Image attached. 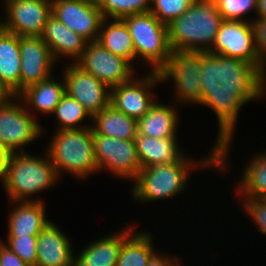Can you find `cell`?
<instances>
[{
	"mask_svg": "<svg viewBox=\"0 0 266 266\" xmlns=\"http://www.w3.org/2000/svg\"><path fill=\"white\" fill-rule=\"evenodd\" d=\"M202 102L217 115L218 170H226L230 142L243 105L266 95V76L253 64L202 51Z\"/></svg>",
	"mask_w": 266,
	"mask_h": 266,
	"instance_id": "1",
	"label": "cell"
},
{
	"mask_svg": "<svg viewBox=\"0 0 266 266\" xmlns=\"http://www.w3.org/2000/svg\"><path fill=\"white\" fill-rule=\"evenodd\" d=\"M208 157L197 161L183 155L178 161L170 164H156L142 168L133 181L132 196L138 202H152L176 197L187 188L189 173L198 167H212L217 169V148ZM199 162V163H198ZM197 164V165H196Z\"/></svg>",
	"mask_w": 266,
	"mask_h": 266,
	"instance_id": "2",
	"label": "cell"
},
{
	"mask_svg": "<svg viewBox=\"0 0 266 266\" xmlns=\"http://www.w3.org/2000/svg\"><path fill=\"white\" fill-rule=\"evenodd\" d=\"M222 21L214 0H195L188 10L167 25L171 50L208 52Z\"/></svg>",
	"mask_w": 266,
	"mask_h": 266,
	"instance_id": "3",
	"label": "cell"
},
{
	"mask_svg": "<svg viewBox=\"0 0 266 266\" xmlns=\"http://www.w3.org/2000/svg\"><path fill=\"white\" fill-rule=\"evenodd\" d=\"M45 156L46 158L33 156L27 152L10 153L6 176L2 182L10 202L42 201L29 196L56 184L60 177L47 151Z\"/></svg>",
	"mask_w": 266,
	"mask_h": 266,
	"instance_id": "4",
	"label": "cell"
},
{
	"mask_svg": "<svg viewBox=\"0 0 266 266\" xmlns=\"http://www.w3.org/2000/svg\"><path fill=\"white\" fill-rule=\"evenodd\" d=\"M85 126L82 129L57 130L50 139L46 151L58 176L65 171L83 179L99 171L94 153L92 125Z\"/></svg>",
	"mask_w": 266,
	"mask_h": 266,
	"instance_id": "5",
	"label": "cell"
},
{
	"mask_svg": "<svg viewBox=\"0 0 266 266\" xmlns=\"http://www.w3.org/2000/svg\"><path fill=\"white\" fill-rule=\"evenodd\" d=\"M127 25L135 48L136 58L159 72L172 52L168 40V26L151 12L128 15L122 18Z\"/></svg>",
	"mask_w": 266,
	"mask_h": 266,
	"instance_id": "6",
	"label": "cell"
},
{
	"mask_svg": "<svg viewBox=\"0 0 266 266\" xmlns=\"http://www.w3.org/2000/svg\"><path fill=\"white\" fill-rule=\"evenodd\" d=\"M201 72L202 51L175 50L158 73L162 83L172 78L176 98L174 104L183 102L199 106L202 102Z\"/></svg>",
	"mask_w": 266,
	"mask_h": 266,
	"instance_id": "7",
	"label": "cell"
},
{
	"mask_svg": "<svg viewBox=\"0 0 266 266\" xmlns=\"http://www.w3.org/2000/svg\"><path fill=\"white\" fill-rule=\"evenodd\" d=\"M44 130L19 96L0 107V147L9 153L26 152L24 146L40 138Z\"/></svg>",
	"mask_w": 266,
	"mask_h": 266,
	"instance_id": "8",
	"label": "cell"
},
{
	"mask_svg": "<svg viewBox=\"0 0 266 266\" xmlns=\"http://www.w3.org/2000/svg\"><path fill=\"white\" fill-rule=\"evenodd\" d=\"M98 169L109 170L116 177L135 180L142 167L134 140H122L97 134L92 129ZM106 168V169H105Z\"/></svg>",
	"mask_w": 266,
	"mask_h": 266,
	"instance_id": "9",
	"label": "cell"
},
{
	"mask_svg": "<svg viewBox=\"0 0 266 266\" xmlns=\"http://www.w3.org/2000/svg\"><path fill=\"white\" fill-rule=\"evenodd\" d=\"M208 52L244 60L255 65L266 76V64L257 52L251 22L223 20Z\"/></svg>",
	"mask_w": 266,
	"mask_h": 266,
	"instance_id": "10",
	"label": "cell"
},
{
	"mask_svg": "<svg viewBox=\"0 0 266 266\" xmlns=\"http://www.w3.org/2000/svg\"><path fill=\"white\" fill-rule=\"evenodd\" d=\"M76 64L110 88L129 81L135 75V69L126 59L113 54L98 41L87 42Z\"/></svg>",
	"mask_w": 266,
	"mask_h": 266,
	"instance_id": "11",
	"label": "cell"
},
{
	"mask_svg": "<svg viewBox=\"0 0 266 266\" xmlns=\"http://www.w3.org/2000/svg\"><path fill=\"white\" fill-rule=\"evenodd\" d=\"M0 26L20 36H41L52 15V0H7ZM5 20V21H4Z\"/></svg>",
	"mask_w": 266,
	"mask_h": 266,
	"instance_id": "12",
	"label": "cell"
},
{
	"mask_svg": "<svg viewBox=\"0 0 266 266\" xmlns=\"http://www.w3.org/2000/svg\"><path fill=\"white\" fill-rule=\"evenodd\" d=\"M146 76H133L129 81L111 88L110 105L138 121L156 102L152 88L162 83L158 72H147Z\"/></svg>",
	"mask_w": 266,
	"mask_h": 266,
	"instance_id": "13",
	"label": "cell"
},
{
	"mask_svg": "<svg viewBox=\"0 0 266 266\" xmlns=\"http://www.w3.org/2000/svg\"><path fill=\"white\" fill-rule=\"evenodd\" d=\"M65 92L81 103L93 117L110 105L111 88L76 63L65 64Z\"/></svg>",
	"mask_w": 266,
	"mask_h": 266,
	"instance_id": "14",
	"label": "cell"
},
{
	"mask_svg": "<svg viewBox=\"0 0 266 266\" xmlns=\"http://www.w3.org/2000/svg\"><path fill=\"white\" fill-rule=\"evenodd\" d=\"M20 93L27 87L49 78L56 65L41 36H20Z\"/></svg>",
	"mask_w": 266,
	"mask_h": 266,
	"instance_id": "15",
	"label": "cell"
},
{
	"mask_svg": "<svg viewBox=\"0 0 266 266\" xmlns=\"http://www.w3.org/2000/svg\"><path fill=\"white\" fill-rule=\"evenodd\" d=\"M52 15L87 42L97 41L104 19L97 5L76 0H52Z\"/></svg>",
	"mask_w": 266,
	"mask_h": 266,
	"instance_id": "16",
	"label": "cell"
},
{
	"mask_svg": "<svg viewBox=\"0 0 266 266\" xmlns=\"http://www.w3.org/2000/svg\"><path fill=\"white\" fill-rule=\"evenodd\" d=\"M36 266H75L69 238L52 221L37 236Z\"/></svg>",
	"mask_w": 266,
	"mask_h": 266,
	"instance_id": "17",
	"label": "cell"
},
{
	"mask_svg": "<svg viewBox=\"0 0 266 266\" xmlns=\"http://www.w3.org/2000/svg\"><path fill=\"white\" fill-rule=\"evenodd\" d=\"M41 38L49 47L56 63L63 56L66 59L68 57L72 61L75 60L74 63H76L87 45V41L83 37L70 30L53 15L46 22Z\"/></svg>",
	"mask_w": 266,
	"mask_h": 266,
	"instance_id": "18",
	"label": "cell"
},
{
	"mask_svg": "<svg viewBox=\"0 0 266 266\" xmlns=\"http://www.w3.org/2000/svg\"><path fill=\"white\" fill-rule=\"evenodd\" d=\"M134 227L126 226L122 231L89 243L75 256V266H116L122 242L134 231Z\"/></svg>",
	"mask_w": 266,
	"mask_h": 266,
	"instance_id": "19",
	"label": "cell"
},
{
	"mask_svg": "<svg viewBox=\"0 0 266 266\" xmlns=\"http://www.w3.org/2000/svg\"><path fill=\"white\" fill-rule=\"evenodd\" d=\"M44 201H12L16 204L9 212L7 236H38L50 222Z\"/></svg>",
	"mask_w": 266,
	"mask_h": 266,
	"instance_id": "20",
	"label": "cell"
},
{
	"mask_svg": "<svg viewBox=\"0 0 266 266\" xmlns=\"http://www.w3.org/2000/svg\"><path fill=\"white\" fill-rule=\"evenodd\" d=\"M134 141L142 168L174 163L185 154L177 144V137L154 138L137 134Z\"/></svg>",
	"mask_w": 266,
	"mask_h": 266,
	"instance_id": "21",
	"label": "cell"
},
{
	"mask_svg": "<svg viewBox=\"0 0 266 266\" xmlns=\"http://www.w3.org/2000/svg\"><path fill=\"white\" fill-rule=\"evenodd\" d=\"M58 80L51 75L46 80L27 87L18 95L29 113L33 115L31 110H35L39 114H53L61 97L65 94L64 78L61 81Z\"/></svg>",
	"mask_w": 266,
	"mask_h": 266,
	"instance_id": "22",
	"label": "cell"
},
{
	"mask_svg": "<svg viewBox=\"0 0 266 266\" xmlns=\"http://www.w3.org/2000/svg\"><path fill=\"white\" fill-rule=\"evenodd\" d=\"M177 106V104L172 106L156 101L137 121V134L154 138L177 137V126L180 124Z\"/></svg>",
	"mask_w": 266,
	"mask_h": 266,
	"instance_id": "23",
	"label": "cell"
},
{
	"mask_svg": "<svg viewBox=\"0 0 266 266\" xmlns=\"http://www.w3.org/2000/svg\"><path fill=\"white\" fill-rule=\"evenodd\" d=\"M92 129L100 135L122 140H135L137 136V121L121 111L108 105L100 113L92 117Z\"/></svg>",
	"mask_w": 266,
	"mask_h": 266,
	"instance_id": "24",
	"label": "cell"
},
{
	"mask_svg": "<svg viewBox=\"0 0 266 266\" xmlns=\"http://www.w3.org/2000/svg\"><path fill=\"white\" fill-rule=\"evenodd\" d=\"M104 18L97 41L113 54L126 59L131 65L136 60L135 48L129 29L122 19ZM109 21V22H108Z\"/></svg>",
	"mask_w": 266,
	"mask_h": 266,
	"instance_id": "25",
	"label": "cell"
},
{
	"mask_svg": "<svg viewBox=\"0 0 266 266\" xmlns=\"http://www.w3.org/2000/svg\"><path fill=\"white\" fill-rule=\"evenodd\" d=\"M19 36L0 26V78L20 94Z\"/></svg>",
	"mask_w": 266,
	"mask_h": 266,
	"instance_id": "26",
	"label": "cell"
},
{
	"mask_svg": "<svg viewBox=\"0 0 266 266\" xmlns=\"http://www.w3.org/2000/svg\"><path fill=\"white\" fill-rule=\"evenodd\" d=\"M134 232L122 242L116 266H147L155 253L152 234Z\"/></svg>",
	"mask_w": 266,
	"mask_h": 266,
	"instance_id": "27",
	"label": "cell"
},
{
	"mask_svg": "<svg viewBox=\"0 0 266 266\" xmlns=\"http://www.w3.org/2000/svg\"><path fill=\"white\" fill-rule=\"evenodd\" d=\"M252 157L243 171L236 193L240 197L266 198V152Z\"/></svg>",
	"mask_w": 266,
	"mask_h": 266,
	"instance_id": "28",
	"label": "cell"
},
{
	"mask_svg": "<svg viewBox=\"0 0 266 266\" xmlns=\"http://www.w3.org/2000/svg\"><path fill=\"white\" fill-rule=\"evenodd\" d=\"M53 114L58 119V127L56 130H70V129H82L84 125L80 124L84 119H91L92 116L81 105L80 102L69 96L66 92L61 97L60 102L56 106Z\"/></svg>",
	"mask_w": 266,
	"mask_h": 266,
	"instance_id": "29",
	"label": "cell"
},
{
	"mask_svg": "<svg viewBox=\"0 0 266 266\" xmlns=\"http://www.w3.org/2000/svg\"><path fill=\"white\" fill-rule=\"evenodd\" d=\"M152 0H99L98 8L107 19H122L128 15L150 11Z\"/></svg>",
	"mask_w": 266,
	"mask_h": 266,
	"instance_id": "30",
	"label": "cell"
},
{
	"mask_svg": "<svg viewBox=\"0 0 266 266\" xmlns=\"http://www.w3.org/2000/svg\"><path fill=\"white\" fill-rule=\"evenodd\" d=\"M195 0H152L150 11L163 24L168 25L181 16Z\"/></svg>",
	"mask_w": 266,
	"mask_h": 266,
	"instance_id": "31",
	"label": "cell"
},
{
	"mask_svg": "<svg viewBox=\"0 0 266 266\" xmlns=\"http://www.w3.org/2000/svg\"><path fill=\"white\" fill-rule=\"evenodd\" d=\"M223 20L251 22L247 19L250 10L257 11V0H214ZM246 15V16H245Z\"/></svg>",
	"mask_w": 266,
	"mask_h": 266,
	"instance_id": "32",
	"label": "cell"
},
{
	"mask_svg": "<svg viewBox=\"0 0 266 266\" xmlns=\"http://www.w3.org/2000/svg\"><path fill=\"white\" fill-rule=\"evenodd\" d=\"M3 244L13 251L24 262L36 266L37 264V236H7Z\"/></svg>",
	"mask_w": 266,
	"mask_h": 266,
	"instance_id": "33",
	"label": "cell"
},
{
	"mask_svg": "<svg viewBox=\"0 0 266 266\" xmlns=\"http://www.w3.org/2000/svg\"><path fill=\"white\" fill-rule=\"evenodd\" d=\"M242 207L257 225L258 231L266 235V198L241 197Z\"/></svg>",
	"mask_w": 266,
	"mask_h": 266,
	"instance_id": "34",
	"label": "cell"
},
{
	"mask_svg": "<svg viewBox=\"0 0 266 266\" xmlns=\"http://www.w3.org/2000/svg\"><path fill=\"white\" fill-rule=\"evenodd\" d=\"M256 49L259 54L260 59L266 64V19H256L251 20Z\"/></svg>",
	"mask_w": 266,
	"mask_h": 266,
	"instance_id": "35",
	"label": "cell"
},
{
	"mask_svg": "<svg viewBox=\"0 0 266 266\" xmlns=\"http://www.w3.org/2000/svg\"><path fill=\"white\" fill-rule=\"evenodd\" d=\"M0 266H32L24 262L0 241Z\"/></svg>",
	"mask_w": 266,
	"mask_h": 266,
	"instance_id": "36",
	"label": "cell"
},
{
	"mask_svg": "<svg viewBox=\"0 0 266 266\" xmlns=\"http://www.w3.org/2000/svg\"><path fill=\"white\" fill-rule=\"evenodd\" d=\"M171 257V258H170ZM181 262L176 256H169L168 253L163 255L155 252L148 261L147 266H181Z\"/></svg>",
	"mask_w": 266,
	"mask_h": 266,
	"instance_id": "37",
	"label": "cell"
},
{
	"mask_svg": "<svg viewBox=\"0 0 266 266\" xmlns=\"http://www.w3.org/2000/svg\"><path fill=\"white\" fill-rule=\"evenodd\" d=\"M18 95L0 78V107L10 103Z\"/></svg>",
	"mask_w": 266,
	"mask_h": 266,
	"instance_id": "38",
	"label": "cell"
},
{
	"mask_svg": "<svg viewBox=\"0 0 266 266\" xmlns=\"http://www.w3.org/2000/svg\"><path fill=\"white\" fill-rule=\"evenodd\" d=\"M10 153L0 147V179L1 182L4 181L5 176H6V169H7V162H8V158H9Z\"/></svg>",
	"mask_w": 266,
	"mask_h": 266,
	"instance_id": "39",
	"label": "cell"
},
{
	"mask_svg": "<svg viewBox=\"0 0 266 266\" xmlns=\"http://www.w3.org/2000/svg\"><path fill=\"white\" fill-rule=\"evenodd\" d=\"M256 14L259 19H266V0H257Z\"/></svg>",
	"mask_w": 266,
	"mask_h": 266,
	"instance_id": "40",
	"label": "cell"
},
{
	"mask_svg": "<svg viewBox=\"0 0 266 266\" xmlns=\"http://www.w3.org/2000/svg\"><path fill=\"white\" fill-rule=\"evenodd\" d=\"M76 1L89 3V4H94V5H98V3H99V0H76Z\"/></svg>",
	"mask_w": 266,
	"mask_h": 266,
	"instance_id": "41",
	"label": "cell"
}]
</instances>
